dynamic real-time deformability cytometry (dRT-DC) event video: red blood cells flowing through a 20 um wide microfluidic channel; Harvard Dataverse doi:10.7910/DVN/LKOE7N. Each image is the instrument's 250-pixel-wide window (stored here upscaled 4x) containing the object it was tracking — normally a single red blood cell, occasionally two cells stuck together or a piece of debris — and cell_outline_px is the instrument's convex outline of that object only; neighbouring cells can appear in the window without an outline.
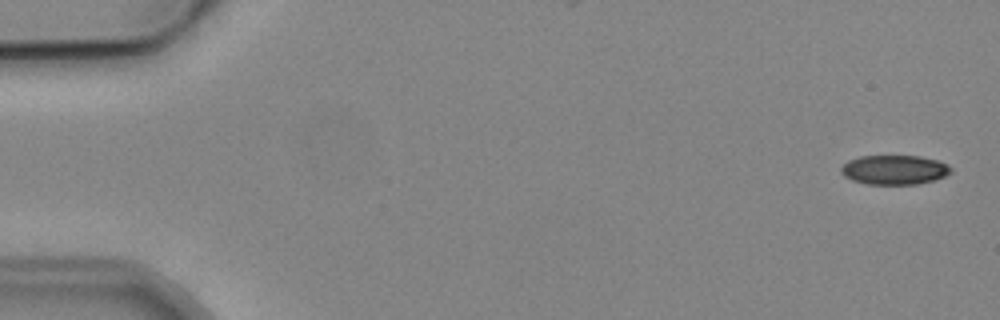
{"species": "common noctule bat (a hibernating species)", "species_latin": "Nyctalus noctula", "temperature_condition": "cold", "stored_images_in_passage": 5, "camera_frame_rate_fps": 3000, "um_per_image_px": 0.085, "animal": {"sex": "male", "body_mass_g": 19.2, "forearm_length_mm": 51.8}, "frame": {"image": 1, "passage_image": 1, "time_ms": 0.0, "image_size_px": [1000, 320], "cell_outline_px": [[952, 172], [944, 176], [932, 180], [916, 184], [868, 184], [852, 180], [844, 176], [840, 172], [840, 168], [848, 160], [860, 156], [920, 156], [936, 160], [948, 164], [952, 168]], "centroid_in_image_um": [76.01, 14.43], "position_along_channel_um": 9.0, "area_um2": 18.79}}
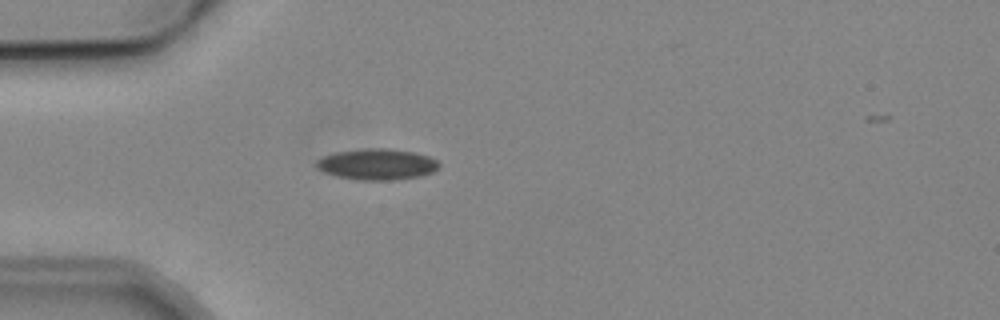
{"frame": {"image": 2, "passage_image": 5, "time_ms": 4.667, "image_size_px": [1000, 320], "cell_outline_px": [[440, 168], [432, 172], [420, 176], [392, 180], [364, 180], [336, 176], [324, 172], [316, 164], [316, 160], [324, 156], [336, 152], [364, 148], [392, 148], [412, 152], [428, 156], [436, 160], [440, 164]], "centroid_in_image_um": [32.08, 13.95], "position_along_channel_um": 52.9, "area_um2": 22.08}}